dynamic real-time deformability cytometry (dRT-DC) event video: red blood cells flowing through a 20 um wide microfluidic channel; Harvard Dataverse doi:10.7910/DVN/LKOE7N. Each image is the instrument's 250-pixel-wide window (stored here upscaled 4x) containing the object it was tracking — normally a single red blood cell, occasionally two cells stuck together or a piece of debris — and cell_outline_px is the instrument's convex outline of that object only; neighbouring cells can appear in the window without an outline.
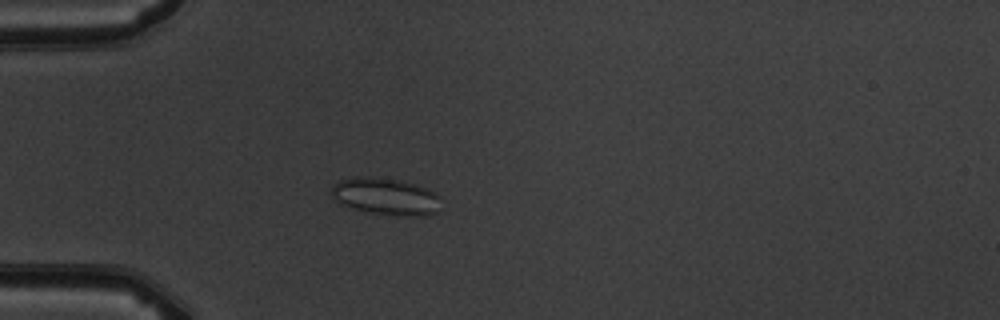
{"species": "common noctule bat (a hibernating species)", "species_latin": "Nyctalus noctula", "temperature_condition": "warm", "stored_images_in_passage": 6, "camera_frame_rate_fps": 3000, "um_per_image_px": 0.085, "animal": {"sex": "male", "body_mass_g": 19.5, "forearm_length_mm": 54.6}, "frame": {"image": 1, "passage_image": 5, "time_ms": 4.667, "image_size_px": [1000, 320], "cell_outline_px": [[440, 212], [428, 216], [396, 216], [372, 212], [340, 204], [328, 192], [340, 180], [356, 176], [368, 176], [396, 180], [416, 184], [428, 188], [436, 192], [440, 196]], "centroid_in_image_um": [32.85, 16.71], "position_along_channel_um": 52.1, "area_um2": 23.87}}